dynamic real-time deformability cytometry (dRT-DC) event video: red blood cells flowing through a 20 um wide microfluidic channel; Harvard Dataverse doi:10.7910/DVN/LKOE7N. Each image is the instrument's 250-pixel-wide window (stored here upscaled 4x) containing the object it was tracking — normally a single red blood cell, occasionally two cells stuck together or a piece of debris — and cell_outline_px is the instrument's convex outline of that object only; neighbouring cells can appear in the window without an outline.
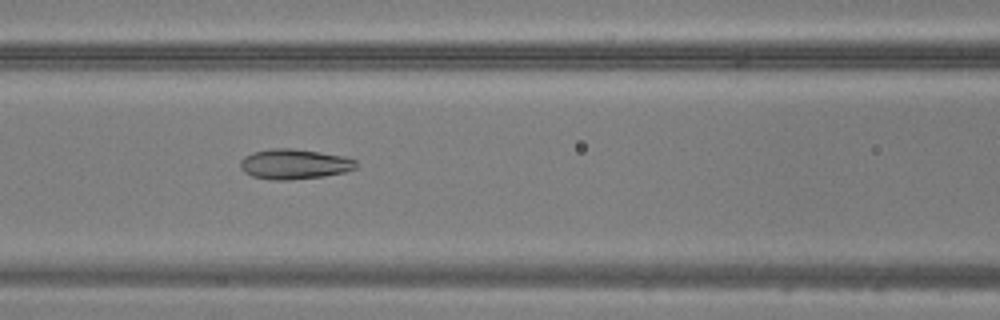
{"species": "common noctule bat (a hibernating species)", "species_latin": "Nyctalus noctula", "temperature_condition": "warm", "stored_images_in_passage": 44, "camera_frame_rate_fps": 3000, "um_per_image_px": 0.085, "animal": {"sex": "male", "body_mass_g": 20.5, "forearm_length_mm": 52.5}, "frame": {"image": 1, "passage_image": 17, "time_ms": 5.333, "image_size_px": [1000, 320], "cell_outline_px": [[356, 168], [344, 172], [324, 176], [288, 180], [276, 180], [252, 176], [244, 172], [240, 168], [240, 160], [244, 156], [252, 152], [268, 148], [292, 148], [320, 152], [344, 156], [356, 160]], "centroid_in_image_um": [24.99, 13.94], "position_along_channel_um": 141.6, "area_um2": 20.4}}
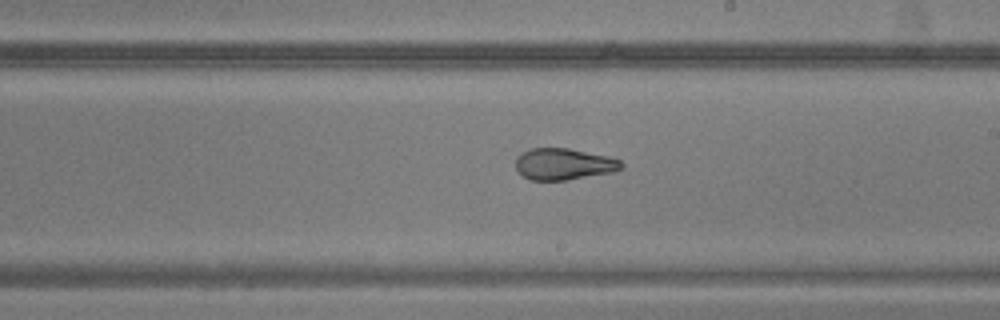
{"frame": {"image": 2, "passage_image": 24, "time_ms": 7.667, "image_size_px": [1000, 320], "cell_outline_px": [[624, 168], [616, 172], [564, 180], [528, 180], [516, 168], [516, 156], [532, 148], [568, 148], [608, 156], [620, 160], [624, 164]], "centroid_in_image_um": [47.96, 13.95], "position_along_channel_um": 241.0, "area_um2": 19.48}}
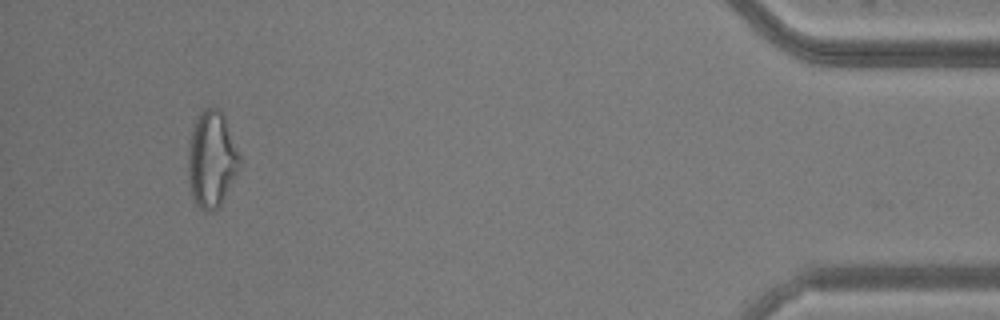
{"frame": {"image": 3, "passage_image": 41, "time_ms": 13.333, "image_size_px": [1000, 320], "cell_outline_px": [[240, 164], [220, 204], [212, 212], [204, 212], [196, 204], [192, 196], [188, 180], [188, 144], [192, 128], [196, 116], [204, 108], [212, 104], [224, 116], [240, 156]], "centroid_in_image_um": [17.94, 13.5], "position_along_channel_um": 417.3, "area_um2": 28.78}}